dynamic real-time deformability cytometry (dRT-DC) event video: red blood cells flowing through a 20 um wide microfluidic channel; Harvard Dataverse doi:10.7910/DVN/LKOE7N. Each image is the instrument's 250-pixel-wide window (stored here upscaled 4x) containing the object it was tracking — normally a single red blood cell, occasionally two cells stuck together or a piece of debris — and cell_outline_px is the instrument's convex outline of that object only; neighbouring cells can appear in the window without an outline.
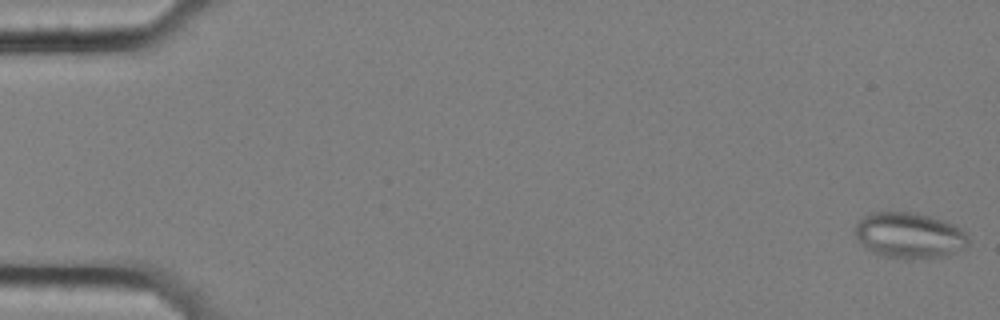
{"species": "common noctule bat (a hibernating species)", "species_latin": "Nyctalus noctula", "temperature_condition": "cold", "stored_images_in_passage": 16, "camera_frame_rate_fps": 3000, "um_per_image_px": 0.085, "animal": {"sex": "female", "body_mass_g": 25.1}, "frame": {"image": 1, "passage_image": 1, "time_ms": 0.0, "image_size_px": [1000, 320], "cell_outline_px": [[968, 244], [964, 248], [948, 256], [880, 256], [872, 252], [856, 236], [856, 224], [864, 216], [872, 212], [912, 212], [932, 216], [952, 224], [960, 228], [964, 232], [968, 240]], "centroid_in_image_um": [77.31, 19.96], "position_along_channel_um": 7.7, "area_um2": 29.3}}